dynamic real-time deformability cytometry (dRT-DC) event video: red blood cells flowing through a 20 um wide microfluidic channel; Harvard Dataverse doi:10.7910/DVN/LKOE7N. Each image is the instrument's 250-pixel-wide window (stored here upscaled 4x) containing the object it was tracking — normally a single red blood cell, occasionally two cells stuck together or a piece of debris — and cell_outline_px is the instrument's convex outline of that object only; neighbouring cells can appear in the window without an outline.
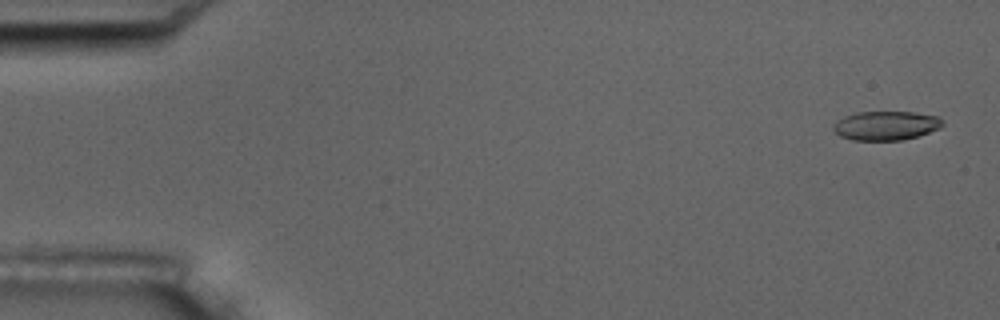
{"species": "common noctule bat (a hibernating species)", "species_latin": "Nyctalus noctula", "temperature_condition": "room temperature", "stored_images_in_passage": 5, "camera_frame_rate_fps": 3000, "um_per_image_px": 0.085, "animal": {"sex": "male", "body_mass_g": 17.5, "forearm_length_mm": 52.3}, "frame": {"image": 1, "passage_image": 1, "time_ms": 0.0, "image_size_px": [1000, 320], "cell_outline_px": [[944, 124], [940, 128], [904, 140], [852, 140], [840, 136], [832, 128], [832, 124], [836, 120], [844, 116], [856, 112], [912, 112], [940, 116]], "centroid_in_image_um": [75.28, 10.67], "position_along_channel_um": 9.7, "area_um2": 18.61}}
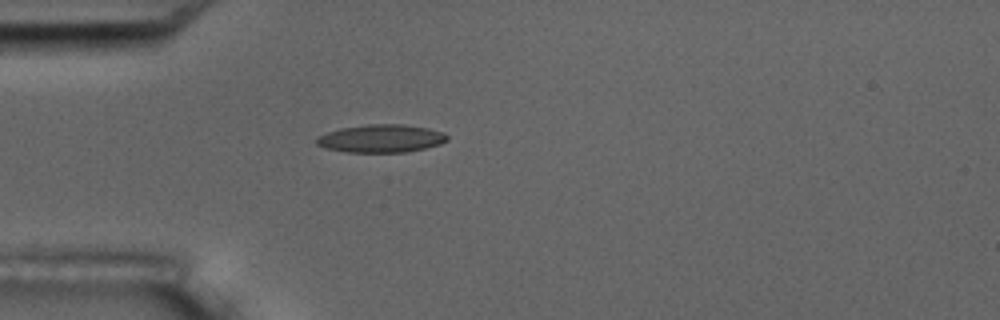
{"frame": {"image": 2, "passage_image": 5, "time_ms": 4.667, "image_size_px": [1000, 320], "cell_outline_px": [[448, 140], [440, 144], [424, 148], [404, 152], [348, 152], [324, 148], [316, 144], [316, 136], [340, 128], [368, 124], [404, 124], [428, 128], [444, 132], [448, 136]], "centroid_in_image_um": [32.38, 11.76], "position_along_channel_um": 52.6, "area_um2": 21.33}}